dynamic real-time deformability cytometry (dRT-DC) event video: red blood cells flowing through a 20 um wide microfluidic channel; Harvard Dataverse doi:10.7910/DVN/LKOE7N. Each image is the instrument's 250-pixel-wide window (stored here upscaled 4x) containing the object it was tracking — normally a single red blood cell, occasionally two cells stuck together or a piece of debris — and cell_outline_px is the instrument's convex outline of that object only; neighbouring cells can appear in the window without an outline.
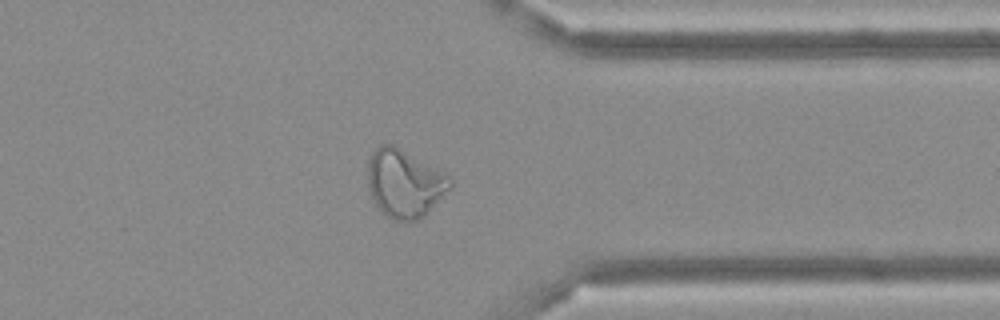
{"species": "Egyptian fruit bat (a non-hibernating species)", "species_latin": "Rousettus aegyptiacus", "temperature_condition": "cold", "stored_images_in_passage": 48, "camera_frame_rate_fps": 3000, "um_per_image_px": 0.085, "frame": {"image": 1, "passage_image": 38, "time_ms": 12.333, "image_size_px": [1000, 320], "cell_outline_px": [[452, 188], [412, 224], [392, 220], [376, 204], [372, 196], [368, 184], [368, 160], [372, 152], [380, 144], [392, 144], [400, 148], [436, 168], [448, 176], [452, 180]], "centroid_in_image_um": [34.37, 15.59], "position_along_channel_um": 377.0, "area_um2": 32.25}}
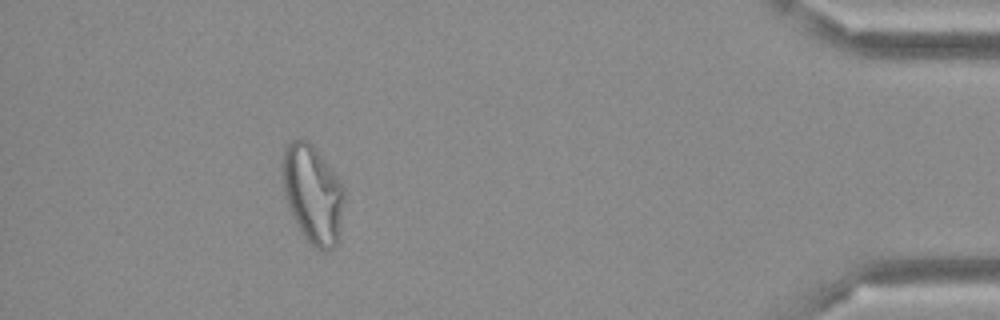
{"frame": {"image": 2, "passage_image": 44, "time_ms": 14.333, "image_size_px": [1000, 320], "cell_outline_px": [[344, 200], [340, 224], [336, 244], [332, 248], [316, 248], [300, 232], [296, 224], [284, 196], [280, 164], [284, 148], [288, 140], [308, 140], [312, 144], [328, 164], [344, 188]], "centroid_in_image_um": [26.53, 16.42], "position_along_channel_um": 408.7, "area_um2": 35.26}}